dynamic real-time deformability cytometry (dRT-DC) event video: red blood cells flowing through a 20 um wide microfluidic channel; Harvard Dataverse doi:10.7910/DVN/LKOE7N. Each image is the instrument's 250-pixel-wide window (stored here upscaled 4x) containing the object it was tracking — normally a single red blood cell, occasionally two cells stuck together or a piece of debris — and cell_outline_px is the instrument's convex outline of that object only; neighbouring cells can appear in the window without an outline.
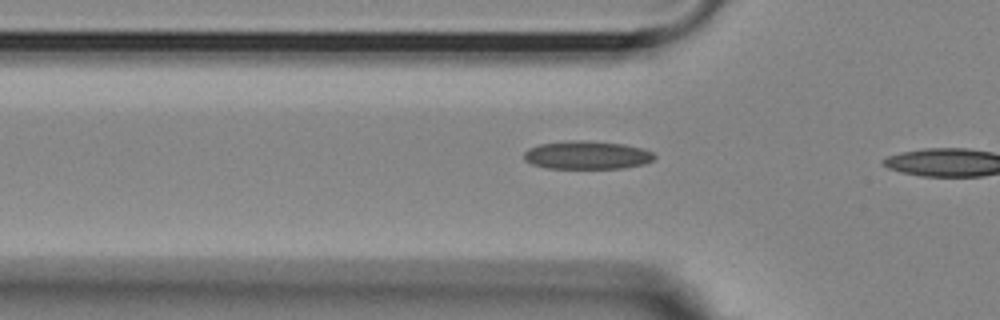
{"species": "Egyptian fruit bat (a non-hibernating species)", "species_latin": "Rousettus aegyptiacus", "temperature_condition": "room temperature", "stored_images_in_passage": 4, "camera_frame_rate_fps": 3000, "um_per_image_px": 0.085, "animal": {"sex": "female"}, "frame": {"image": 1, "passage_image": 3, "time_ms": 0.667, "image_size_px": [1000, 320], "cell_outline_px": [[656, 156], [652, 160], [644, 164], [624, 168], [548, 168], [532, 164], [524, 160], [524, 152], [528, 148], [540, 144], [568, 140], [584, 140], [624, 144], [644, 148], [652, 152]], "centroid_in_image_um": [49.89, 13.17], "position_along_channel_um": 75.9, "area_um2": 21.56}}